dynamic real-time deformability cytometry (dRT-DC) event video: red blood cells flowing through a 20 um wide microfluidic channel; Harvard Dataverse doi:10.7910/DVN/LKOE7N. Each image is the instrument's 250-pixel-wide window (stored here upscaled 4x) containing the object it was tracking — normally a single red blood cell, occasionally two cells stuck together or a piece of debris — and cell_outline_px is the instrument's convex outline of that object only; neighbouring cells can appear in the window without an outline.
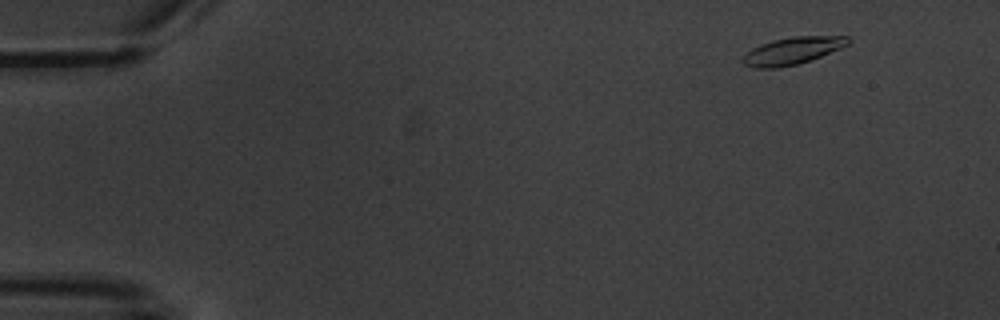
{"species": "common noctule bat (a hibernating species)", "species_latin": "Nyctalus noctula", "temperature_condition": "warm", "stored_images_in_passage": 8, "camera_frame_rate_fps": 3000, "um_per_image_px": 0.085, "animal": {"sex": "male", "body_mass_g": 20.1, "forearm_length_mm": 53.5}, "frame": {"image": 1, "passage_image": 1, "time_ms": 0.0, "image_size_px": [1000, 320], "cell_outline_px": [[852, 40], [848, 44], [840, 48], [820, 56], [796, 64], [776, 68], [756, 68], [744, 64], [740, 60], [752, 48], [760, 44], [772, 40], [792, 36], [848, 36]], "centroid_in_image_um": [67.34, 4.3], "position_along_channel_um": 17.7, "area_um2": 16.53}}
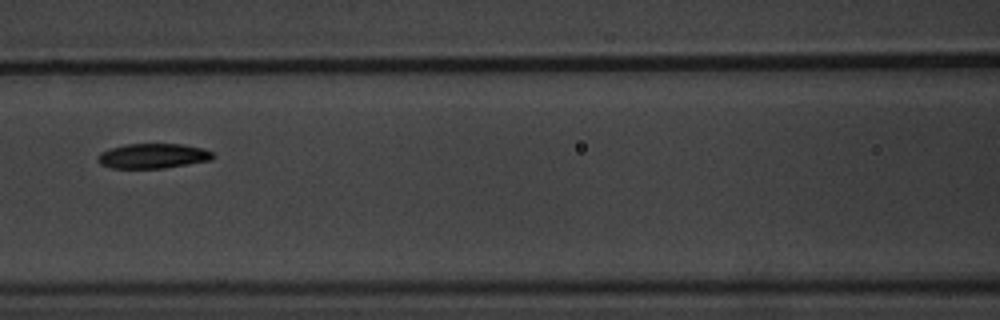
{"frame": {"image": 2, "passage_image": 7, "time_ms": 7.0, "image_size_px": [1000, 320], "cell_outline_px": [[212, 160], [164, 168], [108, 168], [100, 164], [96, 160], [96, 156], [100, 152], [124, 144], [184, 144], [204, 148], [212, 152]], "centroid_in_image_um": [12.96, 13.25], "position_along_channel_um": 153.6, "area_um2": 16.82}}
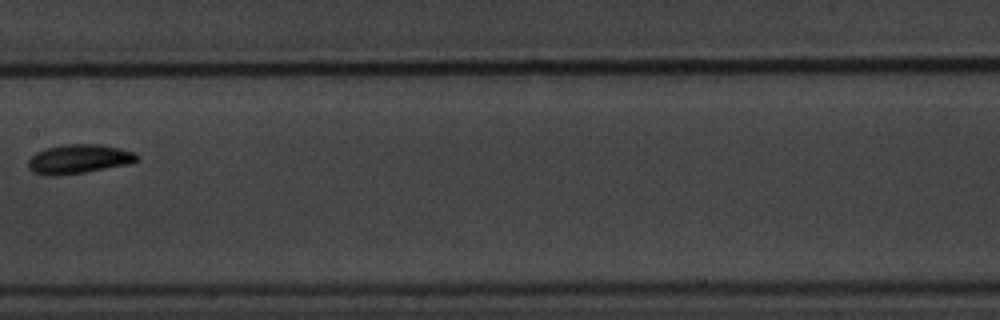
{"frame": {"image": 3, "passage_image": 8, "time_ms": 8.333, "image_size_px": [1000, 320], "cell_outline_px": [[136, 160], [128, 164], [84, 172], [52, 176], [48, 176], [32, 172], [28, 168], [28, 160], [36, 152], [44, 148], [64, 144], [100, 144], [120, 148], [132, 152], [136, 156]], "centroid_in_image_um": [6.62, 13.51], "position_along_channel_um": 200.8, "area_um2": 18.32}}